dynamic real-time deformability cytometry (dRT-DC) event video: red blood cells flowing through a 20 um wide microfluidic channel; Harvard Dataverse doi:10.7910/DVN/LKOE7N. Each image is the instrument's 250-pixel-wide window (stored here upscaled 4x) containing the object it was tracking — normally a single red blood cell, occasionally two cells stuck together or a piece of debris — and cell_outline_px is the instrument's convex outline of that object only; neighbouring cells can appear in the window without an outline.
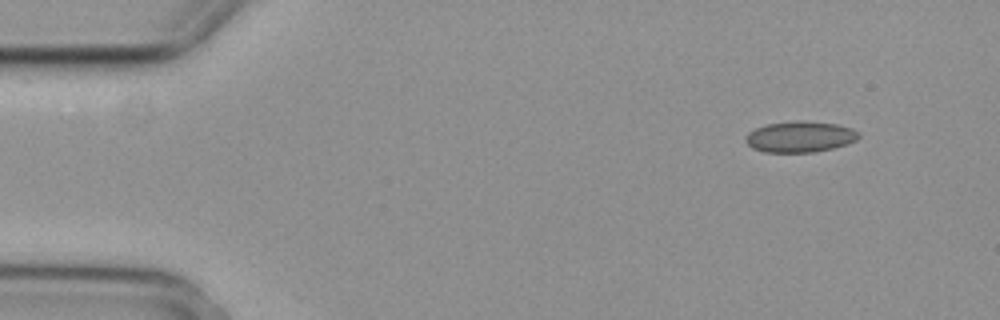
{"species": "common noctule bat (a hibernating species)", "species_latin": "Nyctalus noctula", "temperature_condition": "cold", "stored_images_in_passage": 3, "camera_frame_rate_fps": 3000, "um_per_image_px": 0.085, "animal": {"sex": "female", "body_mass_g": 29.2, "forearm_length_mm": 56.3}, "frame": {"image": 1, "passage_image": 1, "time_ms": 0.0, "image_size_px": [1000, 320], "cell_outline_px": [[860, 136], [856, 140], [832, 148], [816, 152], [764, 152], [752, 148], [744, 140], [744, 136], [748, 132], [756, 128], [768, 124], [800, 120], [804, 120], [836, 124], [852, 128], [860, 132]], "centroid_in_image_um": [67.99, 11.62], "position_along_channel_um": 17.0, "area_um2": 20.46}}